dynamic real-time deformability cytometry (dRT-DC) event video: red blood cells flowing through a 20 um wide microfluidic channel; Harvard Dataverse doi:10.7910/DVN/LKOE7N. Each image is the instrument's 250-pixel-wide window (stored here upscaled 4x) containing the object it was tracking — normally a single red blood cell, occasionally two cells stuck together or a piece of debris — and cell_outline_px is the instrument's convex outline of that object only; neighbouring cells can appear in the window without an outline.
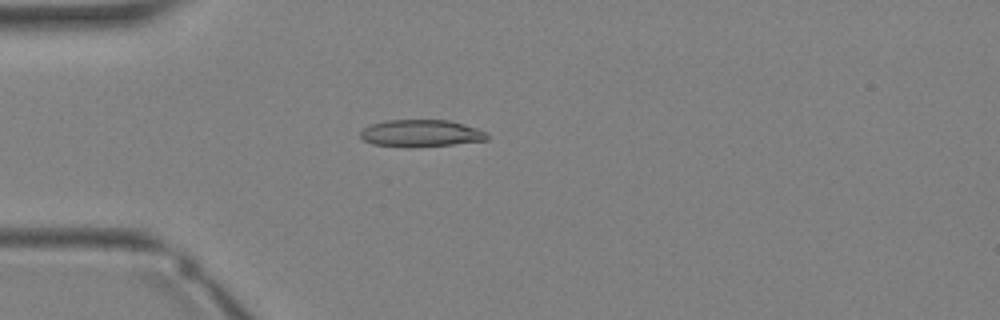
{"species": "Egyptian fruit bat (a non-hibernating species)", "species_latin": "Rousettus aegyptiacus", "temperature_condition": "warm", "stored_images_in_passage": 35, "camera_frame_rate_fps": 3000, "um_per_image_px": 0.085, "animal": {"sex": "female"}, "frame": {"image": 1, "passage_image": 10, "time_ms": 3.0, "image_size_px": [1000, 320], "cell_outline_px": [[488, 140], [452, 144], [412, 148], [408, 148], [372, 144], [364, 140], [360, 136], [360, 132], [364, 128], [372, 124], [384, 120], [448, 120], [464, 124], [488, 132]], "centroid_in_image_um": [35.78, 11.34], "position_along_channel_um": 49.2, "area_um2": 20.17}}
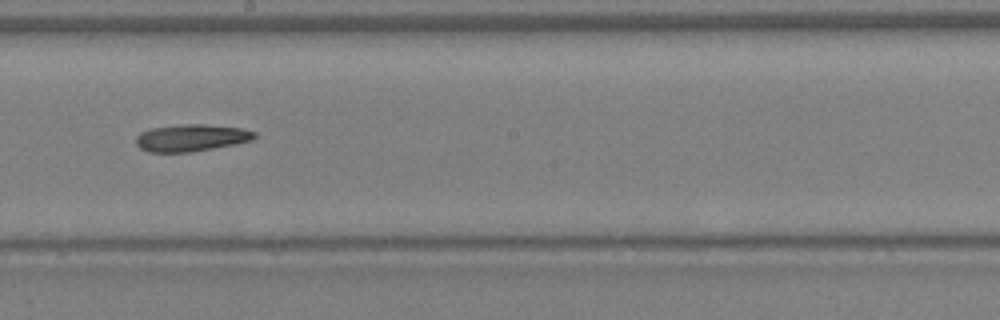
{"frame": {"image": 2, "passage_image": 20, "time_ms": 6.333, "image_size_px": [1000, 320], "cell_outline_px": [[256, 136], [252, 140], [236, 144], [192, 152], [148, 152], [140, 148], [136, 144], [136, 136], [140, 132], [152, 128], [180, 124], [204, 124], [240, 128], [256, 132]], "centroid_in_image_um": [16.24, 11.71], "position_along_channel_um": 232.0, "area_um2": 18.73}}
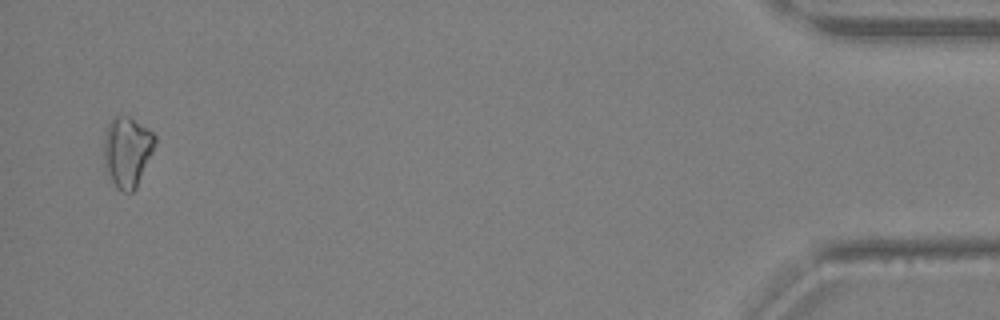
{"frame": {"image": 3, "passage_image": 34, "time_ms": 11.0, "image_size_px": [1000, 320], "cell_outline_px": [[156, 140], [152, 152], [136, 188], [132, 192], [124, 192], [116, 188], [104, 164], [104, 136], [108, 124], [116, 116], [128, 116], [148, 128], [156, 136]], "centroid_in_image_um": [10.81, 12.88], "position_along_channel_um": 424.4, "area_um2": 20.69}}